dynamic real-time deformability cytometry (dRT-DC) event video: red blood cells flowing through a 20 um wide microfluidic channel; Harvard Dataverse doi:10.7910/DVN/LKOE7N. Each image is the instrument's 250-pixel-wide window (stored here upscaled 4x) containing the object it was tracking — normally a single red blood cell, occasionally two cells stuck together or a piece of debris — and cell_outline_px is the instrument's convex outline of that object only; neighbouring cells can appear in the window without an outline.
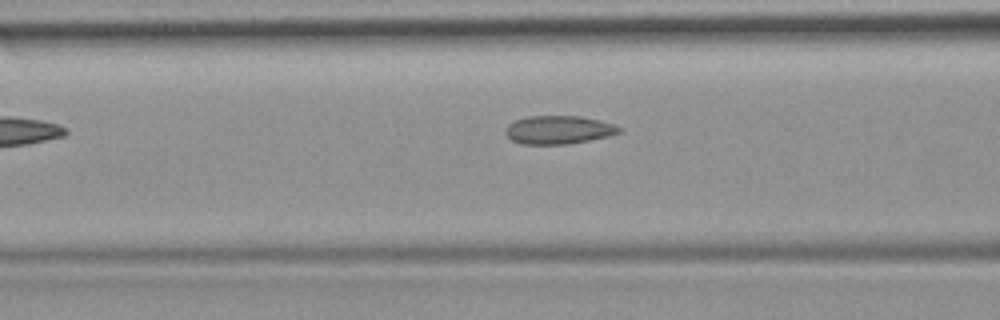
{"species": "common noctule bat (a hibernating species)", "species_latin": "Nyctalus noctula", "temperature_condition": "room temperature", "stored_images_in_passage": 7, "camera_frame_rate_fps": 3000, "um_per_image_px": 0.085, "animal": {"sex": "female", "body_mass_g": 19.9}, "frame": {"image": 1, "passage_image": 6, "time_ms": 7.0, "image_size_px": [1000, 320], "cell_outline_px": [[620, 132], [608, 136], [588, 140], [564, 144], [520, 144], [512, 140], [504, 132], [508, 124], [516, 120], [528, 116], [580, 116], [600, 120], [612, 124], [620, 128]], "centroid_in_image_um": [47.44, 11.03], "position_along_channel_um": 119.2, "area_um2": 18.55}}
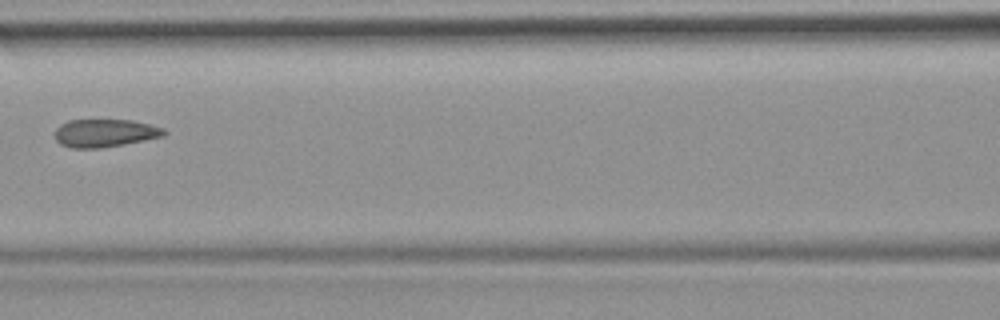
{"frame": {"image": 2, "passage_image": 7, "time_ms": 8.0, "image_size_px": [1000, 320], "cell_outline_px": [[168, 132], [164, 136], [124, 144], [100, 148], [72, 148], [60, 144], [56, 140], [56, 128], [60, 124], [68, 120], [132, 120], [164, 128]], "centroid_in_image_um": [8.92, 11.31], "position_along_channel_um": 157.7, "area_um2": 17.74}}